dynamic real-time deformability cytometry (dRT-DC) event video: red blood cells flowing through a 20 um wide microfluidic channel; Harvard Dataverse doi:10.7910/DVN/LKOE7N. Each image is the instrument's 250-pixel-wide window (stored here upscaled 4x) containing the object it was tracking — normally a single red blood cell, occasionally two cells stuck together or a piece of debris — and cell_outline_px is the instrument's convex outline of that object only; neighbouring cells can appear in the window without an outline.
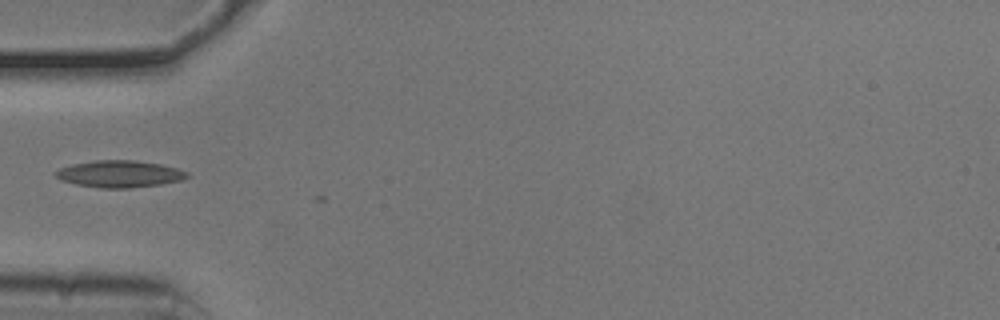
{"species": "common noctule bat (a hibernating species)", "species_latin": "Nyctalus noctula", "temperature_condition": "cold", "stored_images_in_passage": 12, "camera_frame_rate_fps": 3000, "um_per_image_px": 0.085, "animal": {"sex": "male", "body_mass_g": 20.5, "forearm_length_mm": 52.5}, "frame": {"image": 1, "passage_image": 2, "time_ms": 0.333, "image_size_px": [1000, 320], "cell_outline_px": [[188, 176], [180, 180], [160, 184], [132, 188], [100, 188], [76, 184], [64, 180], [56, 176], [52, 172], [60, 168], [72, 164], [96, 160], [136, 160], [160, 164], [176, 168], [188, 172]], "centroid_in_image_um": [10.15, 14.78], "position_along_channel_um": 74.9, "area_um2": 20.46}}
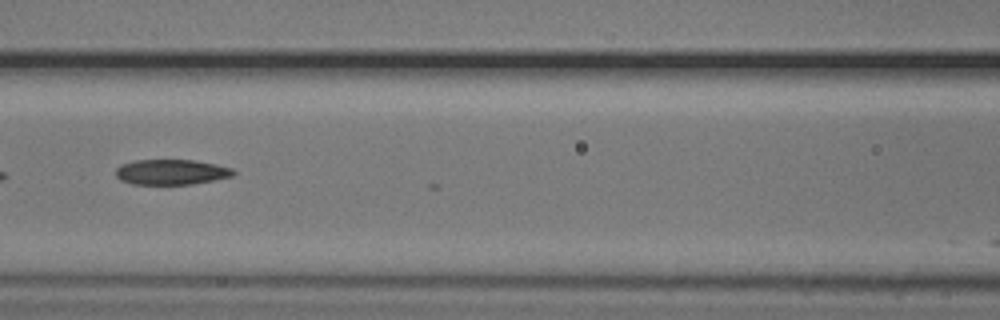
{"frame": {"image": 2, "passage_image": 8, "time_ms": 2.333, "image_size_px": [1000, 320], "cell_outline_px": [[236, 172], [232, 176], [192, 184], [132, 184], [120, 180], [116, 176], [116, 168], [120, 164], [136, 160], [196, 160], [216, 164], [232, 168]], "centroid_in_image_um": [14.54, 14.62], "position_along_channel_um": 152.1, "area_um2": 17.34}}